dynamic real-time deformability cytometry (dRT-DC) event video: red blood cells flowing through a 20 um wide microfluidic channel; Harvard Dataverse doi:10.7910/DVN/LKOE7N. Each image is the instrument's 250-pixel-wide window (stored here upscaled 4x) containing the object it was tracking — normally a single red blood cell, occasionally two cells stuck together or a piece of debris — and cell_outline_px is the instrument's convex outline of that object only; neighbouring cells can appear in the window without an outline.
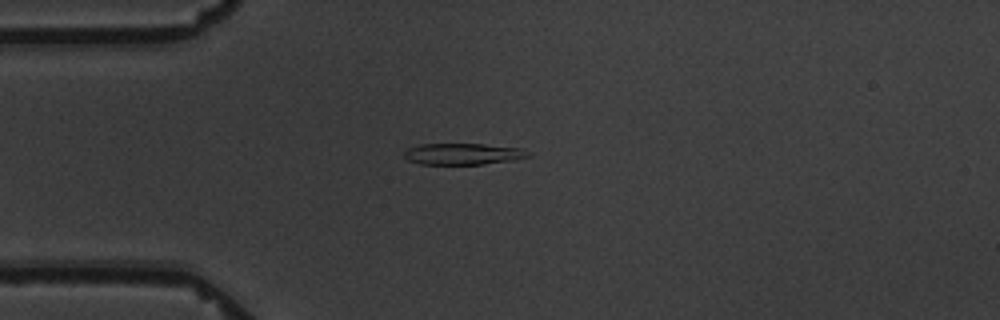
{"species": "common noctule bat (a hibernating species)", "species_latin": "Nyctalus noctula", "temperature_condition": "warm", "stored_images_in_passage": 8, "camera_frame_rate_fps": 3000, "um_per_image_px": 0.085, "animal": {"sex": "male", "body_mass_g": 19.5, "forearm_length_mm": 54.6}, "frame": {"image": 1, "passage_image": 4, "time_ms": 4.333, "image_size_px": [1000, 320], "cell_outline_px": [[532, 156], [512, 160], [480, 164], [420, 164], [408, 160], [404, 156], [404, 152], [408, 148], [420, 144], [484, 144], [524, 148], [532, 152]], "centroid_in_image_um": [39.41, 13.08], "position_along_channel_um": 45.6, "area_um2": 15.55}}
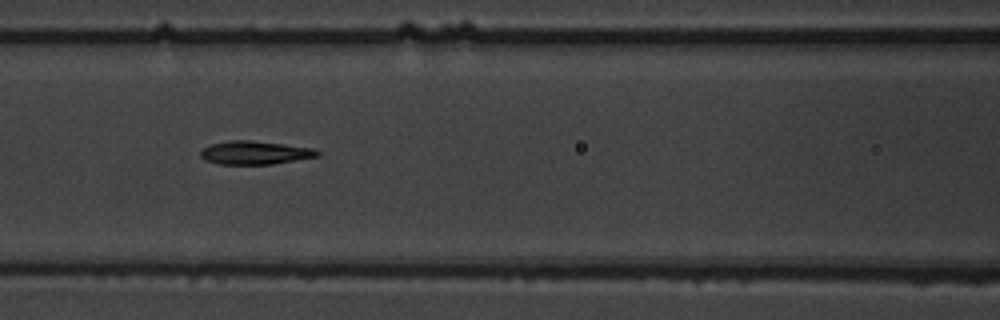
{"frame": {"image": 2, "passage_image": 7, "time_ms": 7.667, "image_size_px": [1000, 320], "cell_outline_px": [[320, 156], [272, 164], [216, 164], [204, 160], [200, 156], [200, 152], [204, 148], [212, 144], [228, 140], [252, 140], [316, 148], [320, 152]], "centroid_in_image_um": [21.69, 12.98], "position_along_channel_um": 144.9, "area_um2": 16.07}}
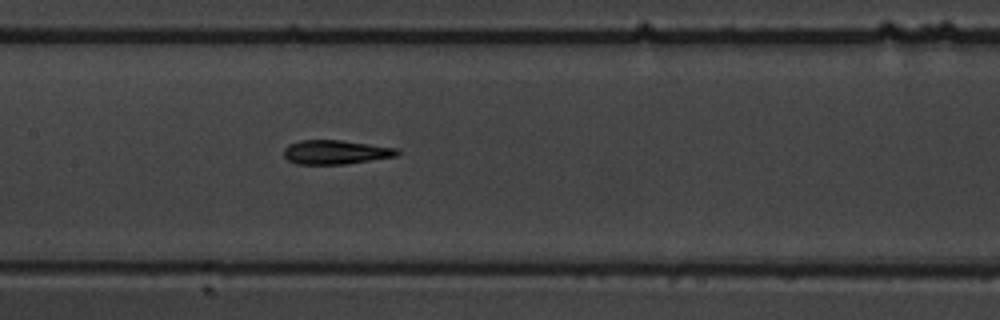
{"frame": {"image": 3, "passage_image": 8, "time_ms": 8.667, "image_size_px": [1000, 320], "cell_outline_px": [[400, 152], [396, 156], [344, 164], [296, 164], [288, 160], [284, 156], [284, 148], [288, 144], [300, 140], [340, 140], [400, 148]], "centroid_in_image_um": [28.52, 12.92], "position_along_channel_um": 178.9, "area_um2": 15.95}}